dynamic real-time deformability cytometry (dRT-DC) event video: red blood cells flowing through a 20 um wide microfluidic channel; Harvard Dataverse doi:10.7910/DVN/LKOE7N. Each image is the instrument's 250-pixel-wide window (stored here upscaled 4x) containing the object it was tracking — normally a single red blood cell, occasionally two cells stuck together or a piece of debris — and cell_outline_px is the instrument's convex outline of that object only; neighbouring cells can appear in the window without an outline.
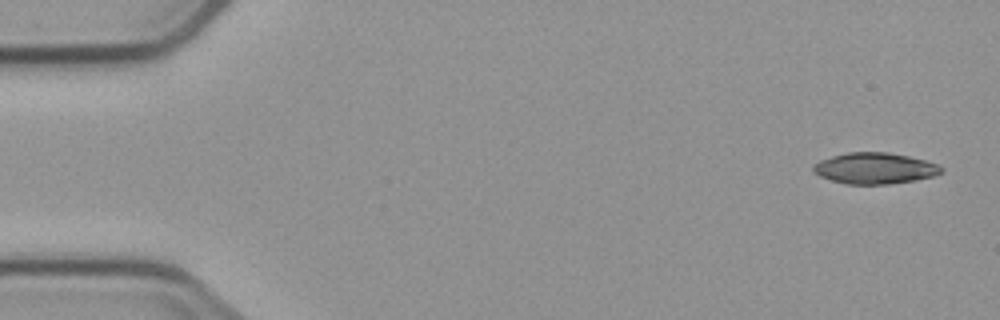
{"species": "common noctule bat (a hibernating species)", "species_latin": "Nyctalus noctula", "temperature_condition": "cold", "stored_images_in_passage": 6, "camera_frame_rate_fps": 3000, "um_per_image_px": 0.085, "animal": {"sex": "male", "body_mass_g": 23.1, "forearm_length_mm": 52.7}, "frame": {"image": 1, "passage_image": 1, "time_ms": 0.0, "image_size_px": [1000, 320], "cell_outline_px": [[944, 172], [936, 176], [916, 180], [888, 184], [844, 184], [820, 176], [812, 172], [812, 168], [820, 160], [832, 156], [848, 152], [888, 152], [908, 156], [924, 160], [936, 164], [944, 168]], "centroid_in_image_um": [74.38, 14.31], "position_along_channel_um": 10.6, "area_um2": 23.29}}